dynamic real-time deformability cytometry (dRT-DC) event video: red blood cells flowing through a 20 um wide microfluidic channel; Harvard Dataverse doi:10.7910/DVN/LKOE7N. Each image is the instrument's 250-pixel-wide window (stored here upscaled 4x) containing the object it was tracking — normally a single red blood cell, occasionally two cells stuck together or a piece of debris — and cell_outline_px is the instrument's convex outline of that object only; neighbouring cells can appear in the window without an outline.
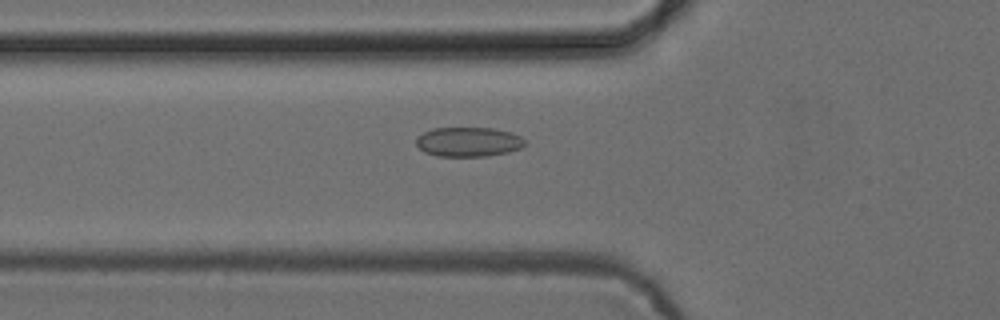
{"species": "common noctule bat (a hibernating species)", "species_latin": "Nyctalus noctula", "temperature_condition": "cold", "stored_images_in_passage": 25, "camera_frame_rate_fps": 3000, "um_per_image_px": 0.085, "animal": {"sex": "female", "body_mass_g": 24.6, "forearm_length_mm": 56.2}, "frame": {"image": 1, "passage_image": 5, "time_ms": 1.333, "image_size_px": [1000, 320], "cell_outline_px": [[524, 144], [520, 148], [508, 152], [488, 156], [436, 156], [424, 152], [416, 144], [416, 140], [424, 132], [432, 128], [492, 128], [512, 132], [520, 136], [524, 140]], "centroid_in_image_um": [39.81, 12.06], "position_along_channel_um": 86.0, "area_um2": 18.61}}
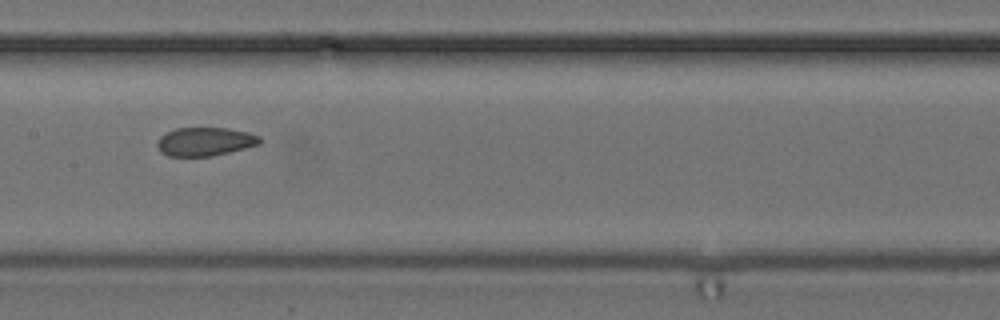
{"frame": {"image": 2, "passage_image": 13, "time_ms": 4.0, "image_size_px": [1000, 320], "cell_outline_px": [[260, 144], [212, 156], [168, 156], [160, 152], [156, 144], [160, 136], [176, 128], [228, 128], [248, 132], [260, 136]], "centroid_in_image_um": [17.41, 12.03], "position_along_channel_um": 190.0, "area_um2": 16.99}}
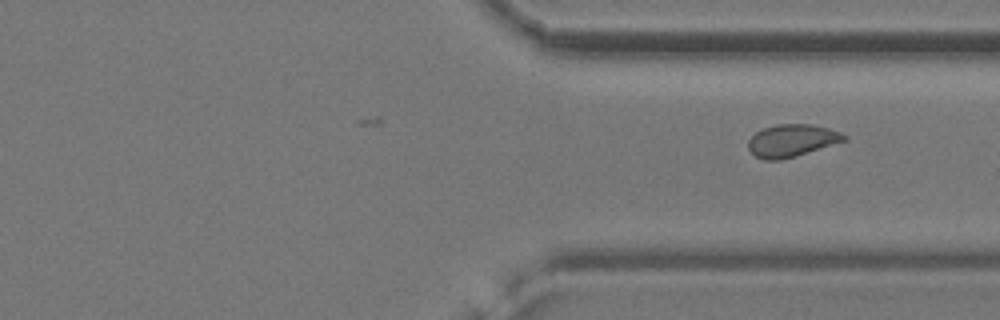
{"frame": {"image": 3, "passage_image": 25, "time_ms": 8.0, "image_size_px": [1000, 320], "cell_outline_px": [[848, 140], [796, 156], [780, 160], [764, 160], [756, 156], [748, 148], [748, 140], [756, 132], [764, 128], [776, 124], [812, 124], [828, 128], [840, 132], [848, 136]], "centroid_in_image_um": [67.33, 11.94], "position_along_channel_um": 344.1, "area_um2": 18.15}}